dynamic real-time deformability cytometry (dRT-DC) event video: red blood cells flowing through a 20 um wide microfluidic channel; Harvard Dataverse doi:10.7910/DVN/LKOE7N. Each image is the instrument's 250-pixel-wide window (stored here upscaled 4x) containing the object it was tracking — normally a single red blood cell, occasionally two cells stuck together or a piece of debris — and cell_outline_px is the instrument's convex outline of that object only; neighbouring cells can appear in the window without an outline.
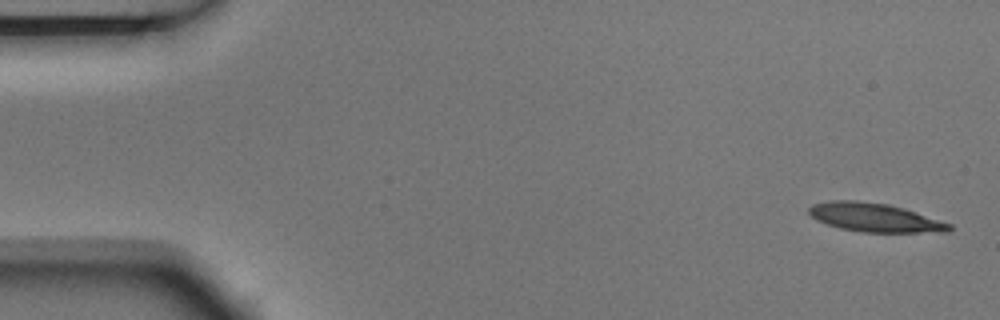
{"species": "Egyptian fruit bat (a non-hibernating species)", "species_latin": "Rousettus aegyptiacus", "temperature_condition": "room temperature", "stored_images_in_passage": 4, "camera_frame_rate_fps": 3000, "um_per_image_px": 0.085, "animal": {"sex": "male"}, "frame": {"image": 1, "passage_image": 1, "time_ms": 0.0, "image_size_px": [1000, 320], "cell_outline_px": [[952, 228], [948, 232], [860, 232], [840, 228], [816, 220], [808, 212], [808, 208], [812, 204], [828, 200], [856, 200], [888, 204], [952, 224]], "centroid_in_image_um": [74.3, 18.49], "position_along_channel_um": 10.7, "area_um2": 23.29}}